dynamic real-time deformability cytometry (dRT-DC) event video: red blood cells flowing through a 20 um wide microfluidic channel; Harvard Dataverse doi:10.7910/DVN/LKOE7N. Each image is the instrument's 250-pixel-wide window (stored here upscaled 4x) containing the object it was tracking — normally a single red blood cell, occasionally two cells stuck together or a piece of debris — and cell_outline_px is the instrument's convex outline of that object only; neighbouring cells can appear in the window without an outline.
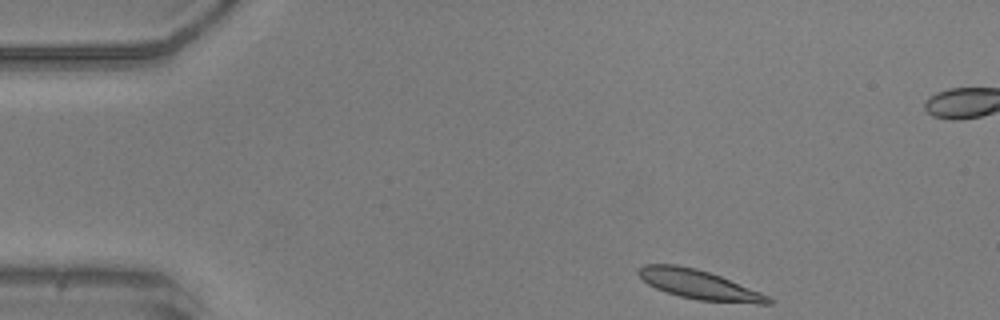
{"species": "common noctule bat (a hibernating species)", "species_latin": "Nyctalus noctula", "temperature_condition": "warm", "stored_images_in_passage": 43, "camera_frame_rate_fps": 3000, "um_per_image_px": 0.085, "animal": {"sex": "male", "body_mass_g": 20.5, "forearm_length_mm": 52.5}, "frame": {"image": 1, "passage_image": 1, "time_ms": 0.0, "image_size_px": [1000, 320], "cell_outline_px": [[772, 304], [756, 304], [696, 300], [680, 296], [656, 288], [648, 284], [636, 272], [644, 264], [676, 264], [696, 268], [720, 276], [760, 292], [768, 296], [772, 300]], "centroid_in_image_um": [59.42, 24.19], "position_along_channel_um": 25.6, "area_um2": 21.96}}
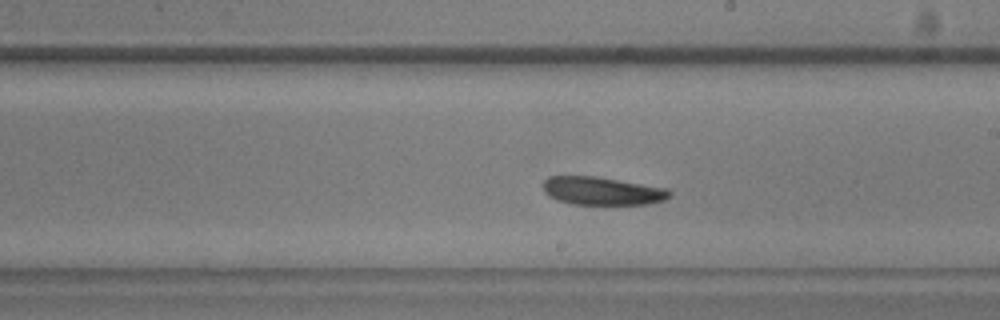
{"frame": {"image": 2, "passage_image": 23, "time_ms": 7.333, "image_size_px": [1000, 320], "cell_outline_px": [[672, 196], [664, 200], [648, 204], [572, 204], [556, 200], [548, 196], [544, 192], [544, 180], [548, 176], [596, 176], [668, 188], [672, 192]], "centroid_in_image_um": [51.2, 16.23], "position_along_channel_um": 237.8, "area_um2": 20.87}}
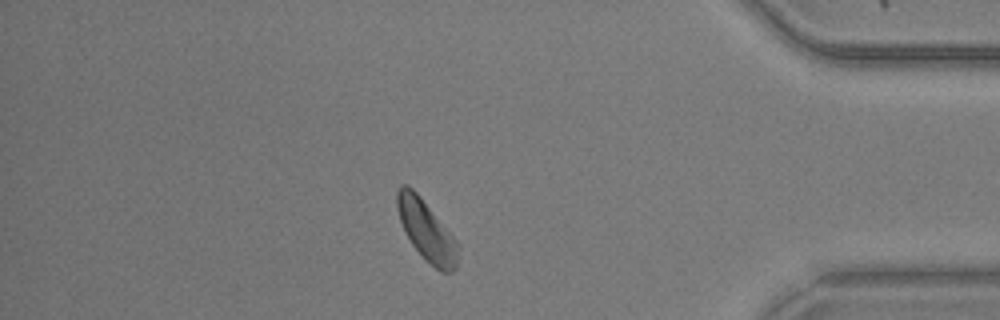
{"frame": {"image": 3, "passage_image": 38, "time_ms": 12.333, "image_size_px": [1000, 320], "cell_outline_px": [[460, 248], [456, 268], [452, 272], [440, 272], [412, 244], [400, 220], [396, 208], [396, 192], [400, 184], [408, 184], [420, 196], [456, 240]], "centroid_in_image_um": [36.25, 19.57], "position_along_channel_um": 398.9, "area_um2": 21.04}}